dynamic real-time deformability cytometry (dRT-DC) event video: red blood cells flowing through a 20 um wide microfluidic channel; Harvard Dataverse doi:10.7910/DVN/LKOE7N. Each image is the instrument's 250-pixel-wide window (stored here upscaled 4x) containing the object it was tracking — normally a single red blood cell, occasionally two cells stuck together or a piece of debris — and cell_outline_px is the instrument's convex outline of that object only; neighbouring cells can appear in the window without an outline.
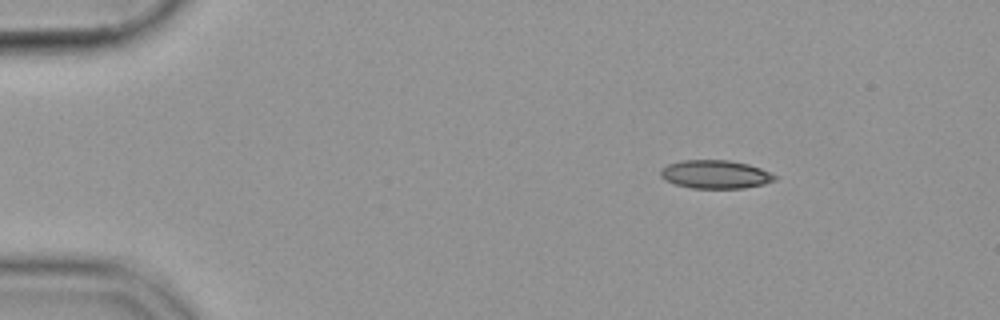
{"species": "common noctule bat (a hibernating species)", "species_latin": "Nyctalus noctula", "temperature_condition": "cold", "stored_images_in_passage": 52, "camera_frame_rate_fps": 3000, "um_per_image_px": 0.085, "animal": {"sex": "female", "body_mass_g": 19.9}, "frame": {"image": 1, "passage_image": 5, "time_ms": 1.333, "image_size_px": [1000, 320], "cell_outline_px": [[776, 180], [764, 184], [744, 188], [692, 188], [676, 184], [664, 180], [660, 176], [660, 168], [668, 164], [680, 160], [728, 160], [748, 164], [760, 168], [776, 176]], "centroid_in_image_um": [60.77, 14.82], "position_along_channel_um": 24.2, "area_um2": 18.9}}
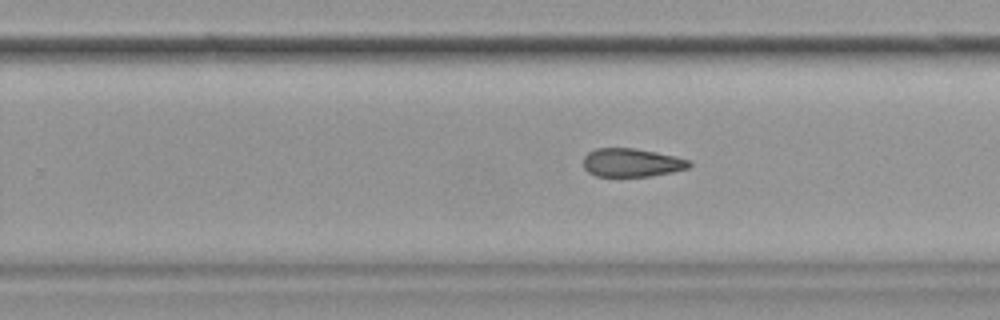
{"frame": {"image": 2, "passage_image": 32, "time_ms": 10.333, "image_size_px": [1000, 320], "cell_outline_px": [[692, 164], [688, 168], [672, 172], [652, 176], [596, 176], [588, 172], [584, 168], [584, 156], [588, 152], [596, 148], [632, 148], [656, 152], [676, 156], [692, 160]], "centroid_in_image_um": [53.72, 13.82], "position_along_channel_um": 276.1, "area_um2": 17.63}}
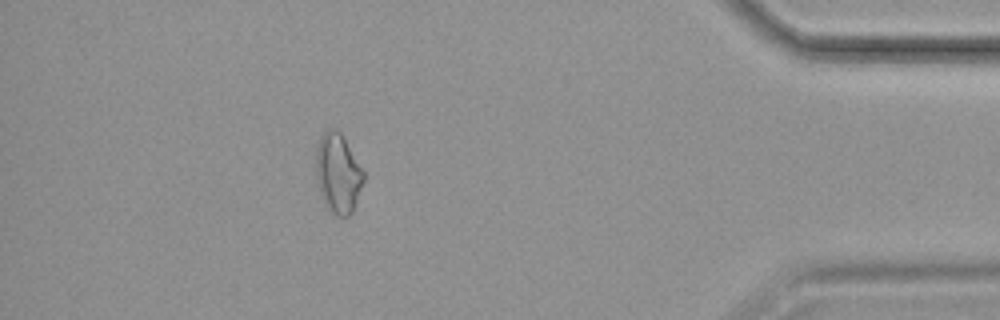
{"frame": {"image": 3, "passage_image": 46, "time_ms": 15.0, "image_size_px": [1000, 320], "cell_outline_px": [[364, 180], [352, 212], [348, 216], [336, 216], [328, 208], [320, 192], [316, 180], [316, 148], [320, 136], [328, 128], [336, 128], [344, 136], [364, 172]], "centroid_in_image_um": [28.72, 14.69], "position_along_channel_um": 406.5, "area_um2": 22.08}}